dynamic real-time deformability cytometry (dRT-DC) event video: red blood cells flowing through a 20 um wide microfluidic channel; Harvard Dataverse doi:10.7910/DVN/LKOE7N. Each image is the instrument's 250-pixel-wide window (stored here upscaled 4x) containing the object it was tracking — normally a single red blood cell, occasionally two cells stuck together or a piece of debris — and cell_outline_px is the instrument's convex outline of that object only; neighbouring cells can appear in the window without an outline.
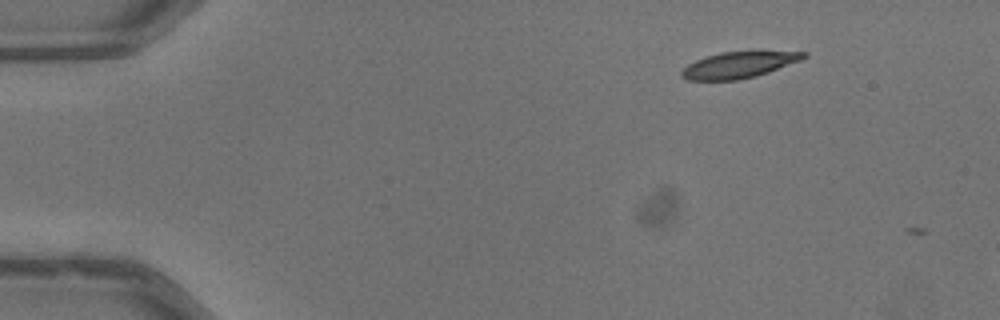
{"species": "common noctule bat (a hibernating species)", "species_latin": "Nyctalus noctula", "temperature_condition": "warm", "stored_images_in_passage": 2, "camera_frame_rate_fps": 3000, "um_per_image_px": 0.085, "animal": {"sex": "male", "body_mass_g": 13.3}, "frame": {"image": 1, "passage_image": 1, "time_ms": 0.0, "image_size_px": [1000, 320], "cell_outline_px": [[808, 56], [800, 60], [768, 72], [756, 76], [740, 80], [688, 80], [680, 76], [680, 72], [688, 64], [696, 60], [720, 52], [808, 52]], "centroid_in_image_um": [62.76, 5.53], "position_along_channel_um": 22.2, "area_um2": 18.32}}